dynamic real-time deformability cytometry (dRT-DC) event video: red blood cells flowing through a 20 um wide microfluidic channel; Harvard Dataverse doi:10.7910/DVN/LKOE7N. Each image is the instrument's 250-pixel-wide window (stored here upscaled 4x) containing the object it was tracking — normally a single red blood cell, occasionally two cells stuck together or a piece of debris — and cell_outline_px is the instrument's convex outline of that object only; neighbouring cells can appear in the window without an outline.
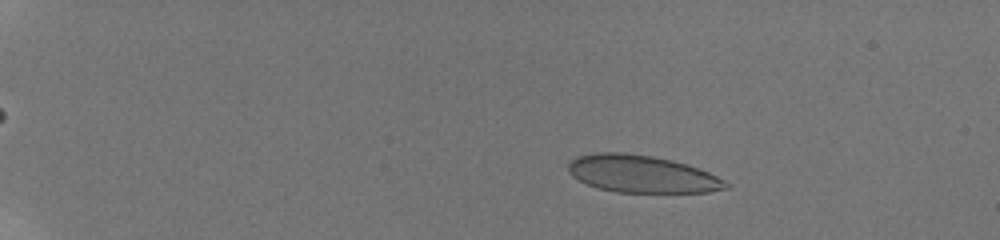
{"species": "human", "species_latin": "Homo sapiens", "temperature_condition": "room temperature", "stored_images_in_passage": 39, "camera_frame_rate_fps": 3000, "um_per_image_px": 0.085, "donor": {"sex": "male"}, "frame": {"image": 1, "passage_image": 19, "time_ms": 3.333, "image_size_px": [1000, 240], "cell_outline_px": [[732, 184], [728, 188], [708, 192], [616, 192], [596, 188], [572, 176], [568, 172], [568, 164], [576, 156], [596, 152], [624, 152], [652, 156], [672, 160], [688, 164], [700, 168]], "centroid_in_image_um": [54.56, 14.78], "position_along_channel_um": 30.4, "area_um2": 34.45}}
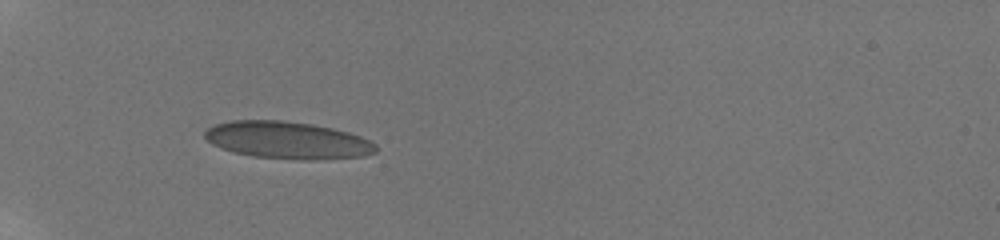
{"frame": {"image": 2, "passage_image": 38, "time_ms": 6.667, "image_size_px": [1000, 240], "cell_outline_px": [[376, 152], [364, 156], [316, 160], [296, 160], [252, 156], [232, 152], [220, 148], [212, 144], [204, 136], [204, 132], [212, 124], [232, 120], [284, 120], [312, 124], [332, 128], [348, 132], [360, 136], [376, 144]], "centroid_in_image_um": [24.41, 11.92], "position_along_channel_um": 60.6, "area_um2": 37.45}}